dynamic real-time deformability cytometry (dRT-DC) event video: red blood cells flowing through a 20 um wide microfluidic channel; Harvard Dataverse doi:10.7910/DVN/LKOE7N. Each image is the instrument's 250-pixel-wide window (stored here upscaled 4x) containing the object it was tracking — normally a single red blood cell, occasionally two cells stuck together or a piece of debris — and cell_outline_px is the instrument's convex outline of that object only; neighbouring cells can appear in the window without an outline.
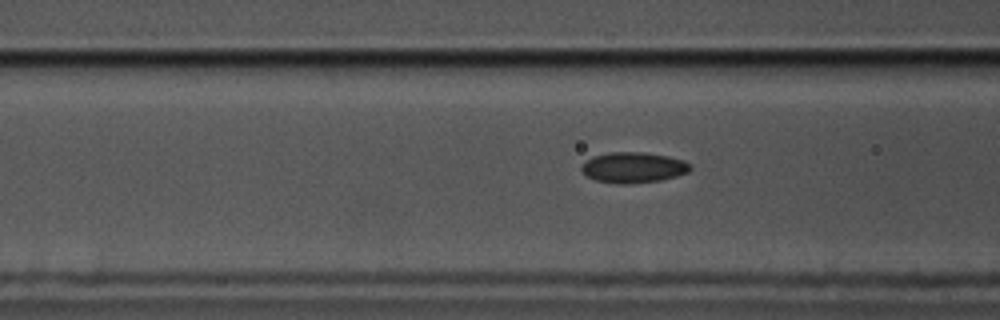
{"species": "common noctule bat (a hibernating species)", "species_latin": "Nyctalus noctula", "temperature_condition": "cold", "stored_images_in_passage": 34, "camera_frame_rate_fps": 3000, "um_per_image_px": 0.085, "animal": {"sex": "male", "body_mass_g": 17.5, "forearm_length_mm": 52.3}, "frame": {"image": 1, "passage_image": 6, "time_ms": 1.667, "image_size_px": [1000, 320], "cell_outline_px": [[692, 168], [688, 172], [676, 176], [660, 180], [632, 184], [616, 184], [596, 180], [588, 176], [580, 168], [580, 164], [592, 156], [608, 152], [644, 152], [668, 156], [684, 160]], "centroid_in_image_um": [53.81, 14.23], "position_along_channel_um": 112.8, "area_um2": 19.54}}
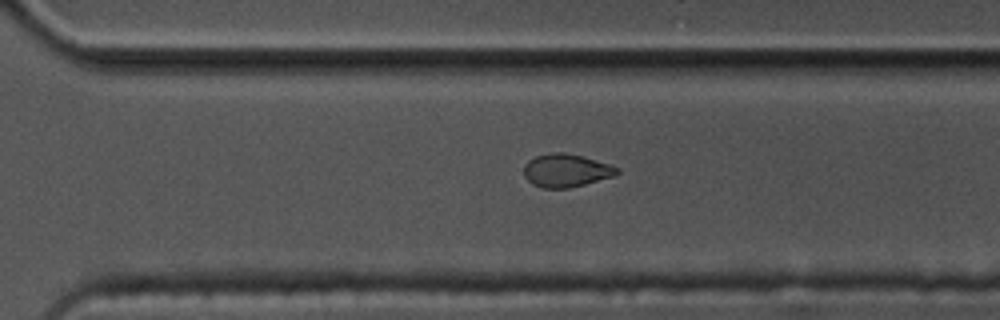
{"frame": {"image": 2, "passage_image": 24, "time_ms": 7.667, "image_size_px": [1000, 320], "cell_outline_px": [[620, 172], [616, 176], [568, 188], [544, 188], [532, 184], [524, 176], [524, 164], [528, 160], [536, 156], [552, 152], [564, 152], [580, 156], [608, 164], [620, 168]], "centroid_in_image_um": [48.11, 14.49], "position_along_channel_um": 322.5, "area_um2": 17.92}}
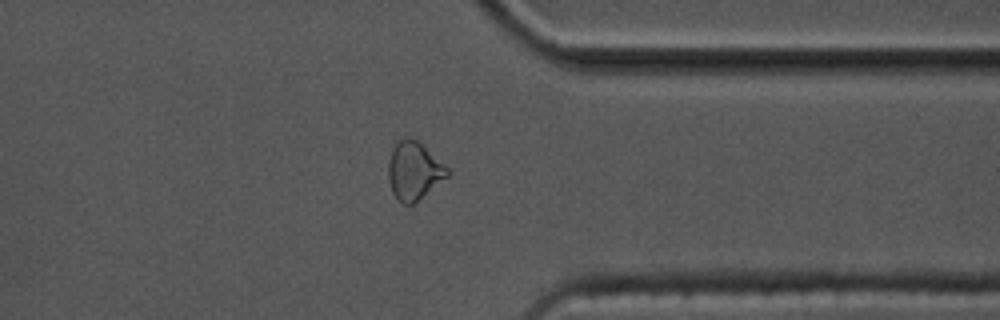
{"frame": {"image": 3, "passage_image": 29, "time_ms": 9.333, "image_size_px": [1000, 320], "cell_outline_px": [[452, 172], [448, 176], [416, 204], [404, 204], [392, 192], [388, 180], [388, 164], [392, 152], [396, 144], [400, 140], [412, 136], [444, 164]], "centroid_in_image_um": [35.21, 14.55], "position_along_channel_um": 376.2, "area_um2": 19.88}, "authors_computed_cell_mechanics": {"area_um2": 18.6694, "velocity_mm_per_s": 3.4998, "shape_relaxation_time_tau1_ms": null, "shape_relaxation_time_tau2_ms": 2.9442, "deformation_change_tau1": null, "deformation_change_tau2": 0.0711}}